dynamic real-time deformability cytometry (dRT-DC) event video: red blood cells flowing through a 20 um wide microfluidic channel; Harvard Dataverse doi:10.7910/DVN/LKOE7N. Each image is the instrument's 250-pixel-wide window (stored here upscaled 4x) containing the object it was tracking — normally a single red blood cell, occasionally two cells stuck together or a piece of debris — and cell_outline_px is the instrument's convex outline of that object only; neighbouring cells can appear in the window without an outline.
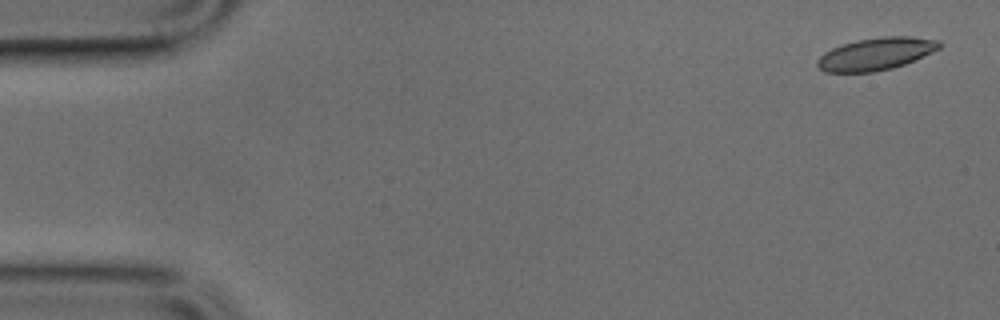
{"species": "common noctule bat (a hibernating species)", "species_latin": "Nyctalus noctula", "temperature_condition": "cold", "stored_images_in_passage": 11, "camera_frame_rate_fps": 3000, "um_per_image_px": 0.085, "animal": {"sex": "male", "body_mass_g": 17.9, "forearm_length_mm": 54.2}, "frame": {"image": 1, "passage_image": 2, "time_ms": 0.333, "image_size_px": [1000, 320], "cell_outline_px": [[940, 48], [932, 52], [904, 64], [892, 68], [872, 72], [824, 72], [816, 64], [816, 60], [824, 52], [832, 48], [856, 40], [880, 36], [908, 36], [940, 40]], "centroid_in_image_um": [74.43, 4.57], "position_along_channel_um": 10.6, "area_um2": 22.95}}